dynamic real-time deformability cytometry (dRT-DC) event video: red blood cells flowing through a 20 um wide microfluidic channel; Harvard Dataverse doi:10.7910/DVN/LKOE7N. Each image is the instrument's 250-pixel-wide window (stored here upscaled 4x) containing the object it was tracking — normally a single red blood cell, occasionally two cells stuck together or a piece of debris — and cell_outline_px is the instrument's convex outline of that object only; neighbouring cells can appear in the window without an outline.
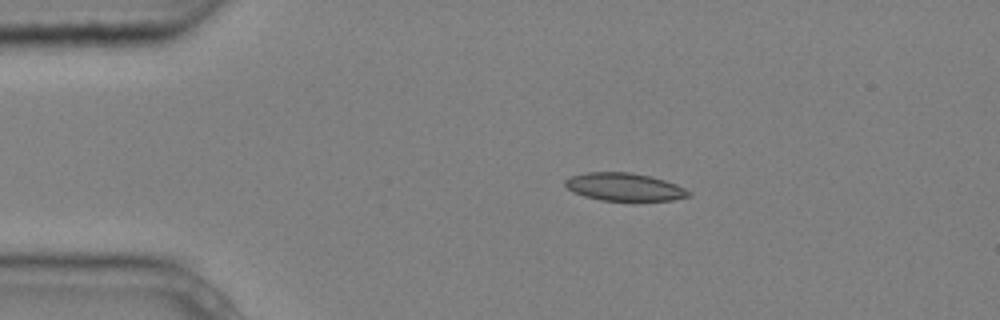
{"species": "common noctule bat (a hibernating species)", "species_latin": "Nyctalus noctula", "temperature_condition": "cold", "stored_images_in_passage": 5, "camera_frame_rate_fps": 3000, "um_per_image_px": 0.085, "animal": {"sex": "male", "body_mass_g": 20.4}, "frame": {"image": 1, "passage_image": 4, "time_ms": 1.0, "image_size_px": [1000, 320], "cell_outline_px": [[692, 196], [672, 200], [600, 200], [584, 196], [572, 192], [564, 184], [564, 180], [572, 176], [584, 172], [632, 172], [652, 176], [676, 184], [692, 192]], "centroid_in_image_um": [53.08, 15.88], "position_along_channel_um": 31.9, "area_um2": 20.11}}